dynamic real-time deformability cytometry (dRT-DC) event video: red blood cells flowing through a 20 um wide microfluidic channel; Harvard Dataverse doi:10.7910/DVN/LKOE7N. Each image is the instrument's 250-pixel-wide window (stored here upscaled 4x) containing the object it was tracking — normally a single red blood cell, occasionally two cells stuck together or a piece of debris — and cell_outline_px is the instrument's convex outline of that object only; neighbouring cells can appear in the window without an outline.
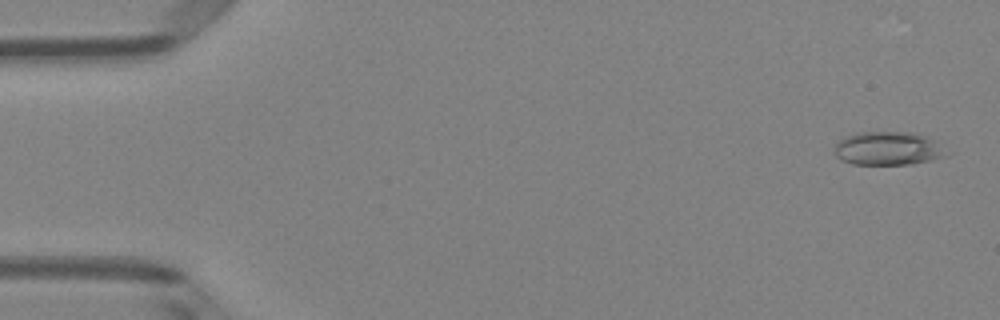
{"species": "Egyptian fruit bat (a non-hibernating species)", "species_latin": "Rousettus aegyptiacus", "temperature_condition": "room temperature", "stored_images_in_passage": 50, "camera_frame_rate_fps": 3000, "um_per_image_px": 0.085, "animal": {"sex": "female"}, "frame": {"image": 1, "passage_image": 2, "time_ms": 0.333, "image_size_px": [1000, 320], "cell_outline_px": [[940, 156], [928, 160], [912, 164], [852, 164], [836, 156], [836, 144], [840, 140], [856, 132], [908, 132], [924, 136], [932, 140]], "centroid_in_image_um": [75.3, 12.61], "position_along_channel_um": 9.7, "area_um2": 20.58}}
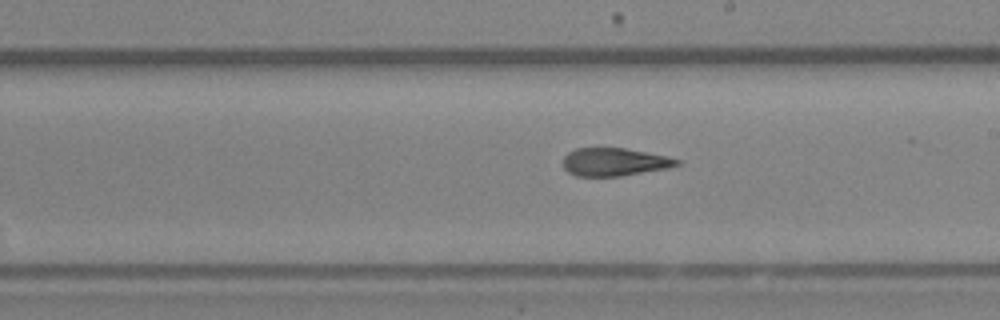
{"frame": {"image": 2, "passage_image": 29, "time_ms": 9.333, "image_size_px": [1000, 320], "cell_outline_px": [[680, 164], [668, 168], [620, 176], [576, 176], [568, 172], [564, 168], [564, 156], [568, 152], [576, 148], [624, 148], [668, 156], [680, 160]], "centroid_in_image_um": [52.22, 13.76], "position_along_channel_um": 236.8, "area_um2": 18.5}}
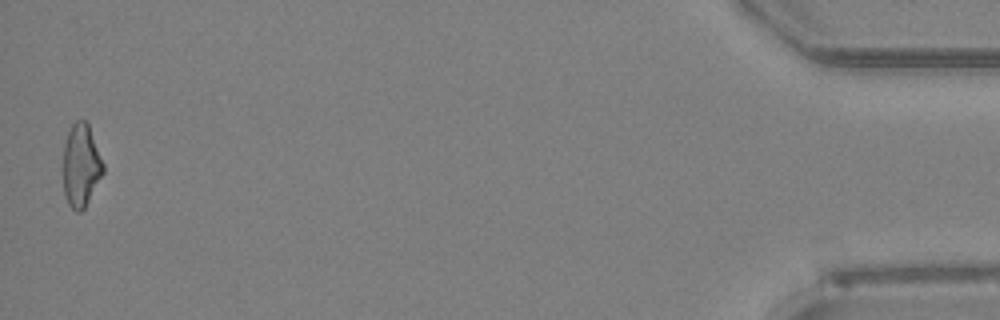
{"frame": {"image": 3, "passage_image": 50, "time_ms": 16.333, "image_size_px": [1000, 320], "cell_outline_px": [[104, 172], [84, 208], [80, 212], [76, 212], [68, 204], [64, 196], [64, 144], [68, 132], [72, 124], [76, 120], [88, 120], [104, 164]], "centroid_in_image_um": [6.9, 14.03], "position_along_channel_um": 428.3, "area_um2": 19.42}, "authors_computed_cell_mechanics": {"area_um2": 20.0566, "velocity_mm_per_s": 4.0431, "shape_relaxation_time_tau1_ms": null, "shape_relaxation_time_tau2_ms": 2.4846, "deformation_change_tau1": null, "deformation_change_tau2": 0.1154}}